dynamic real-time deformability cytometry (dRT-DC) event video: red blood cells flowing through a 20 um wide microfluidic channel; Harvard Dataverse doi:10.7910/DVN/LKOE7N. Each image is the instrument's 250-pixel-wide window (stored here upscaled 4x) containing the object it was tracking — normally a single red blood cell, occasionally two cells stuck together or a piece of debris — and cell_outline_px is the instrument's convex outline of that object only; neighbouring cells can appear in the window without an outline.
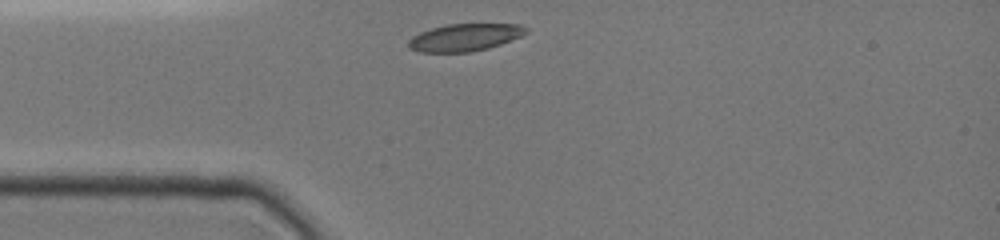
{"species": "common noctule bat (a hibernating species)", "species_latin": "Nyctalus noctula", "temperature_condition": "cold", "stored_images_in_passage": 27, "camera_frame_rate_fps": 3000, "um_per_image_px": 0.085, "animal": {"sex": "female", "body_mass_g": 19.0, "forearm_length_mm": 51.5}, "frame": {"image": 1, "passage_image": 1, "time_ms": 0.0, "image_size_px": [1000, 240], "cell_outline_px": [[528, 32], [520, 36], [500, 44], [488, 48], [468, 52], [420, 52], [408, 48], [408, 40], [412, 36], [420, 32], [432, 28], [448, 24], [520, 24], [528, 28]], "centroid_in_image_um": [39.48, 3.17], "position_along_channel_um": 45.5, "area_um2": 18.67}}
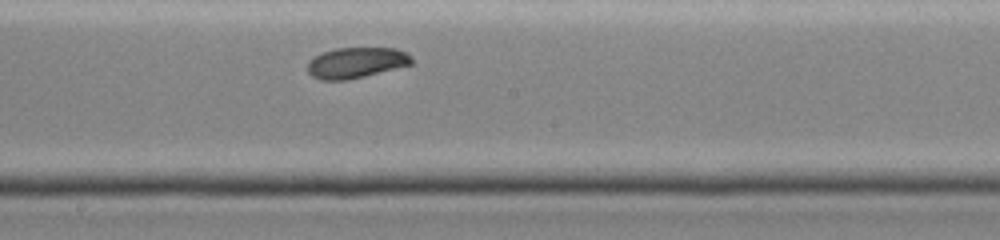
{"frame": {"image": 2, "passage_image": 15, "time_ms": 4.667, "image_size_px": [1000, 240], "cell_outline_px": [[412, 64], [364, 76], [344, 80], [320, 80], [312, 76], [308, 72], [308, 60], [324, 52], [336, 48], [396, 48], [412, 56]], "centroid_in_image_um": [30.26, 5.33], "position_along_channel_um": 217.9, "area_um2": 18.44}}
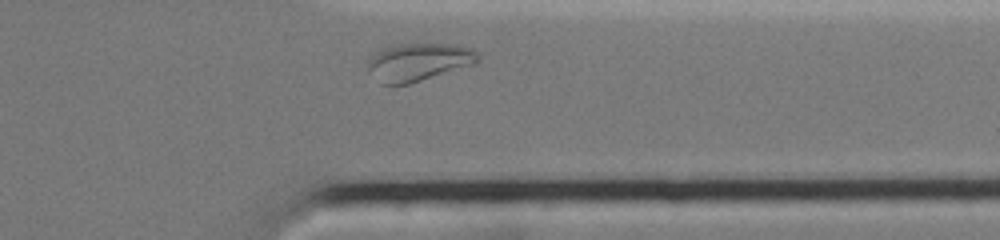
{"frame": {"image": 3, "passage_image": 27, "time_ms": 8.667, "image_size_px": [1000, 240], "cell_outline_px": [[480, 60], [476, 64], [408, 84], [380, 84], [368, 68], [368, 60], [376, 52], [384, 48], [400, 44], [456, 44], [472, 48], [480, 56]], "centroid_in_image_um": [35.63, 5.26], "position_along_channel_um": 375.8, "area_um2": 24.16}}